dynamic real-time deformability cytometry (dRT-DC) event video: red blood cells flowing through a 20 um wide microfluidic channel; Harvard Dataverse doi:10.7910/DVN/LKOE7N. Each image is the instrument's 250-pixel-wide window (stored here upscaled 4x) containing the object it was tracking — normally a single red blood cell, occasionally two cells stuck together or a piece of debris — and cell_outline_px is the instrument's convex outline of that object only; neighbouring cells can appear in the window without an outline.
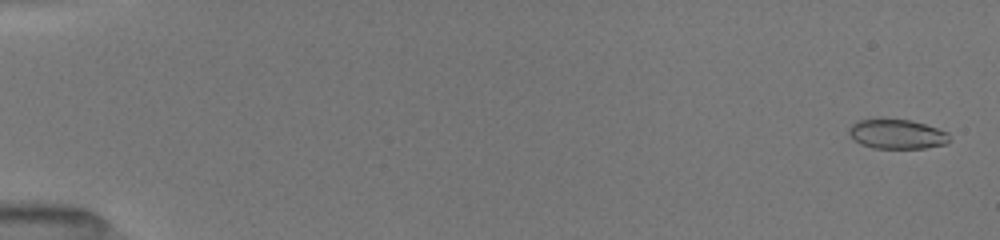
{"species": "common noctule bat (a hibernating species)", "species_latin": "Nyctalus noctula", "temperature_condition": "room temperature", "stored_images_in_passage": 7, "camera_frame_rate_fps": 3000, "um_per_image_px": 0.085, "animal": {"sex": "female", "body_mass_g": 19.5, "forearm_length_mm": 54.1}, "frame": {"image": 1, "passage_image": 1, "time_ms": 0.0, "image_size_px": [1000, 240], "cell_outline_px": [[952, 140], [948, 144], [924, 148], [872, 148], [860, 144], [848, 132], [848, 128], [856, 120], [912, 120], [948, 132]], "centroid_in_image_um": [76.29, 11.42], "position_along_channel_um": 8.7, "area_um2": 17.22}}
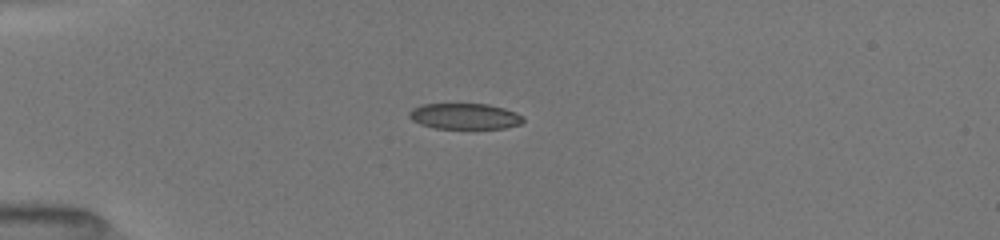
{"frame": {"image": 2, "passage_image": 5, "time_ms": 4.333, "image_size_px": [1000, 240], "cell_outline_px": [[524, 120], [520, 124], [504, 128], [436, 128], [420, 124], [412, 120], [408, 116], [408, 112], [412, 108], [420, 104], [488, 104], [504, 108], [516, 112], [524, 116]], "centroid_in_image_um": [39.49, 9.87], "position_along_channel_um": 45.5, "area_um2": 17.22}}
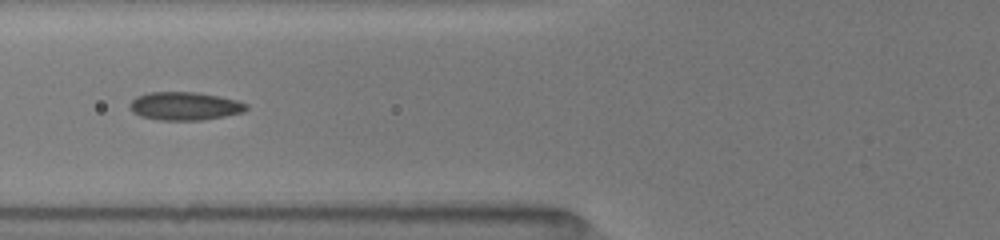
{"frame": {"image": 3, "passage_image": 7, "time_ms": 6.667, "image_size_px": [1000, 240], "cell_outline_px": [[248, 108], [244, 112], [224, 116], [200, 120], [160, 120], [140, 116], [132, 112], [128, 104], [136, 96], [148, 92], [196, 92], [220, 96], [236, 100], [248, 104]], "centroid_in_image_um": [15.69, 9.01], "position_along_channel_um": 110.1, "area_um2": 19.25}}